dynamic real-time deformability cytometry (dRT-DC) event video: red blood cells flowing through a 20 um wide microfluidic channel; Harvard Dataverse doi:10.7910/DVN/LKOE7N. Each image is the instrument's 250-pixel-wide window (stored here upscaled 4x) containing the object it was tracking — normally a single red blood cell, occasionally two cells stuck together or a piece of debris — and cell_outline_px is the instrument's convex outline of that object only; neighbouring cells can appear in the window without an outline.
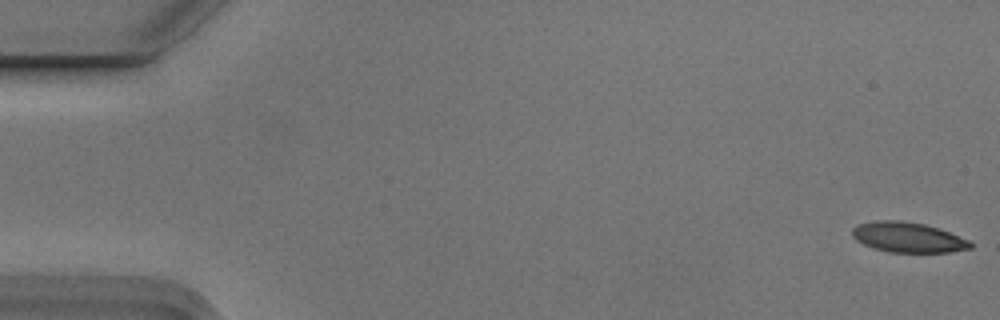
{"species": "Egyptian fruit bat (a non-hibernating species)", "species_latin": "Rousettus aegyptiacus", "temperature_condition": "cold", "stored_images_in_passage": 3, "camera_frame_rate_fps": 3000, "um_per_image_px": 0.085, "animal": {"sex": "male"}, "frame": {"image": 1, "passage_image": 1, "time_ms": 0.0, "image_size_px": [1000, 320], "cell_outline_px": [[972, 248], [948, 252], [888, 252], [872, 248], [856, 240], [852, 236], [852, 228], [860, 224], [876, 220], [900, 220], [924, 224], [948, 232], [968, 240], [972, 244]], "centroid_in_image_um": [77.14, 20.17], "position_along_channel_um": 7.9, "area_um2": 20.58}}